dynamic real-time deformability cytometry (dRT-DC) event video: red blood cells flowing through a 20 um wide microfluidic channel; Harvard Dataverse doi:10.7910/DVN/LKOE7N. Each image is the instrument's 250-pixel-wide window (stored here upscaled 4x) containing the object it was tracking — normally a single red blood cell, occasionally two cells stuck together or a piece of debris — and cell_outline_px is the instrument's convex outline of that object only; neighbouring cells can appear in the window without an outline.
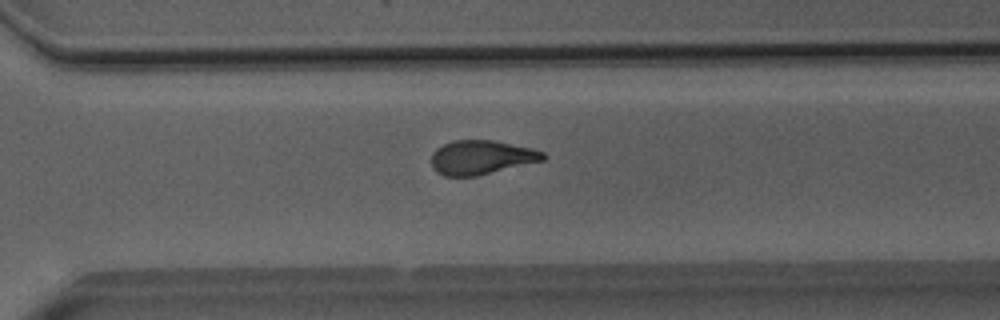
{"species": "Egyptian fruit bat (a non-hibernating species)", "species_latin": "Rousettus aegyptiacus", "temperature_condition": "room temperature", "stored_images_in_passage": 51, "camera_frame_rate_fps": 3000, "um_per_image_px": 0.085, "animal": {"sex": "male"}, "frame": {"image": 1, "passage_image": 36, "time_ms": 11.667, "image_size_px": [1000, 320], "cell_outline_px": [[548, 156], [544, 160], [476, 176], [444, 176], [436, 172], [432, 168], [432, 152], [436, 148], [452, 140], [492, 140], [532, 148], [544, 152]], "centroid_in_image_um": [40.9, 13.37], "position_along_channel_um": 329.7, "area_um2": 22.25}}
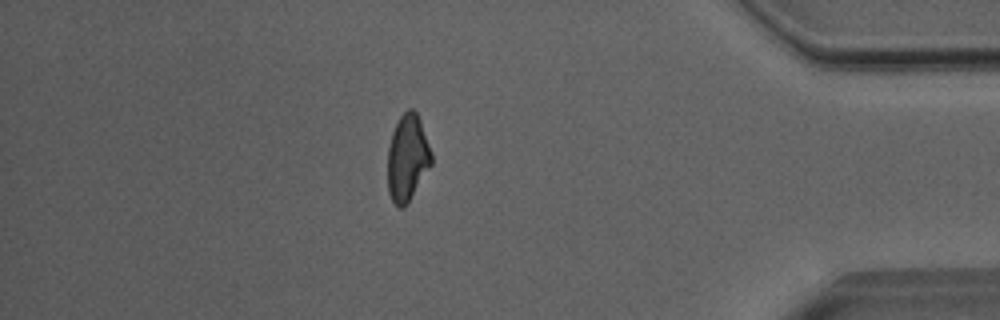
{"frame": {"image": 2, "passage_image": 44, "time_ms": 14.333, "image_size_px": [1000, 320], "cell_outline_px": [[432, 164], [408, 204], [404, 208], [400, 208], [392, 200], [388, 192], [388, 148], [392, 132], [400, 116], [408, 108], [412, 108], [416, 112], [420, 120], [432, 152]], "centroid_in_image_um": [34.64, 13.44], "position_along_channel_um": 400.6, "area_um2": 22.2}}
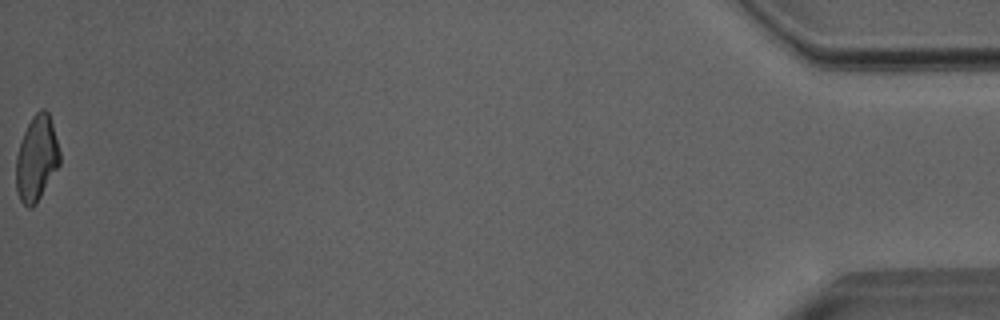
{"frame": {"image": 3, "passage_image": 51, "time_ms": 16.667, "image_size_px": [1000, 320], "cell_outline_px": [[60, 164], [36, 204], [32, 208], [28, 208], [20, 200], [16, 192], [16, 156], [20, 140], [32, 116], [40, 108], [44, 108], [48, 112], [52, 124], [60, 152]], "centroid_in_image_um": [3.1, 13.47], "position_along_channel_um": 432.1, "area_um2": 21.79}, "authors_computed_cell_mechanics": {"area_um2": 23.0622, "velocity_mm_per_s": 4.0472, "shape_relaxation_time_tau1_ms": 7.6701, "shape_relaxation_time_tau2_ms": 1.6283, "deformation_change_tau1": 0.2117, "deformation_change_tau2": 0.0824}}